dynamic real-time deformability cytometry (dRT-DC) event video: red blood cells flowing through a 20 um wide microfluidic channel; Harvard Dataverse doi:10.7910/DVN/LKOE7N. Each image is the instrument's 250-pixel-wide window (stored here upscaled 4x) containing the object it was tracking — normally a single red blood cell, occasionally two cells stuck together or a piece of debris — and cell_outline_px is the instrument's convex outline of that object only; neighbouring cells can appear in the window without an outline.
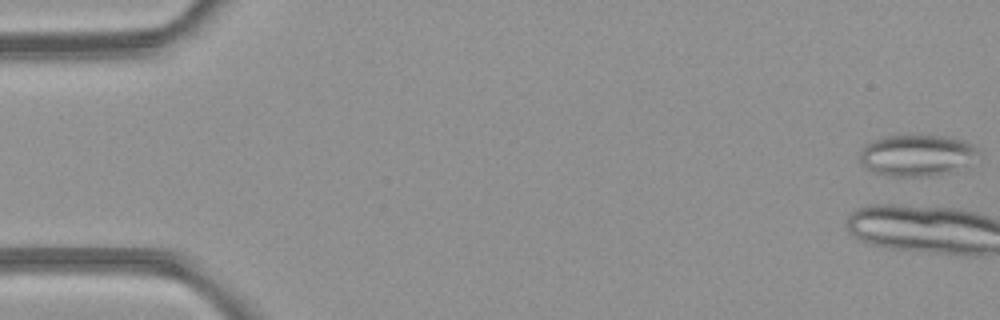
{"species": "common noctule bat (a hibernating species)", "species_latin": "Nyctalus noctula", "temperature_condition": "room temperature", "stored_images_in_passage": 5, "camera_frame_rate_fps": 3000, "um_per_image_px": 0.085, "animal": {"sex": "female", "body_mass_g": 21.9}, "frame": {"image": 1, "passage_image": 1, "time_ms": 0.0, "image_size_px": [1000, 320], "cell_outline_px": [[976, 152], [956, 172], [936, 176], [888, 176], [872, 172], [860, 160], [860, 152], [864, 144], [872, 140], [884, 136], [912, 132], [944, 136], [964, 140], [972, 144], [976, 148]], "centroid_in_image_um": [77.85, 13.16], "position_along_channel_um": 7.1, "area_um2": 29.19}}